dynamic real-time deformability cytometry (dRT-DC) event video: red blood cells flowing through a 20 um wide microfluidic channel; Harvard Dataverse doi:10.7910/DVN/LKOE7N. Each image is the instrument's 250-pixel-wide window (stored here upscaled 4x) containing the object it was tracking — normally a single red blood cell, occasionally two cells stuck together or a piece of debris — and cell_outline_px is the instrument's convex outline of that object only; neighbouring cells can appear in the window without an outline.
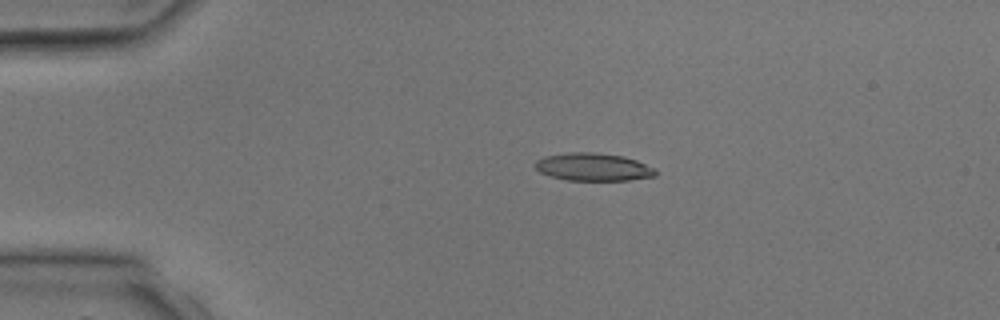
{"species": "common noctule bat (a hibernating species)", "species_latin": "Nyctalus noctula", "temperature_condition": "room temperature", "stored_images_in_passage": 4, "camera_frame_rate_fps": 3000, "um_per_image_px": 0.085, "animal": {"sex": "male", "body_mass_g": 17.9, "forearm_length_mm": 54.2}, "frame": {"image": 1, "passage_image": 3, "time_ms": 2.333, "image_size_px": [1000, 320], "cell_outline_px": [[656, 176], [628, 180], [568, 180], [548, 176], [540, 172], [536, 168], [536, 160], [544, 156], [568, 152], [596, 152], [624, 156], [636, 160], [656, 168]], "centroid_in_image_um": [50.43, 14.19], "position_along_channel_um": 34.6, "area_um2": 19.59}}